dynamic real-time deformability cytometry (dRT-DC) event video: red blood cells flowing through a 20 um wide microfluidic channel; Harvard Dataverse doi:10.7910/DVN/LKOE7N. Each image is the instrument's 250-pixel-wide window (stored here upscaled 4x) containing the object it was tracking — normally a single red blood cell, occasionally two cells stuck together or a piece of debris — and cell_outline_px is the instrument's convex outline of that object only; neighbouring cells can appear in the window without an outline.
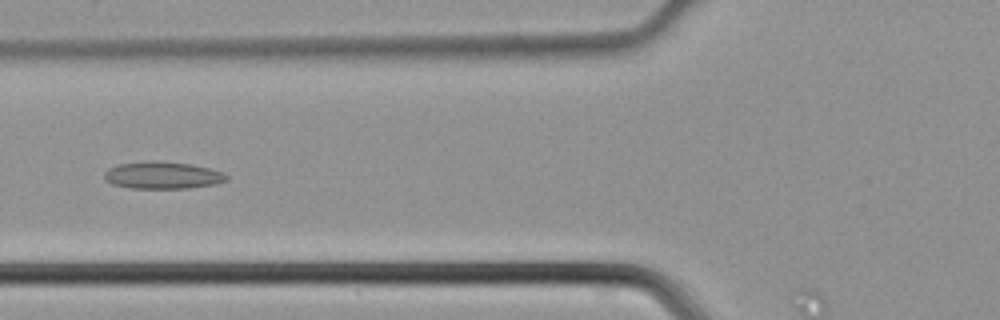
{"species": "common noctule bat (a hibernating species)", "species_latin": "Nyctalus noctula", "temperature_condition": "cold", "stored_images_in_passage": 45, "camera_frame_rate_fps": 3000, "um_per_image_px": 0.085, "animal": {"sex": "male", "body_mass_g": 21.5, "forearm_length_mm": 52.0}, "frame": {"image": 1, "passage_image": 18, "time_ms": 5.667, "image_size_px": [1000, 320], "cell_outline_px": [[228, 180], [216, 184], [188, 188], [132, 188], [112, 184], [104, 180], [104, 172], [108, 168], [116, 164], [192, 164], [212, 168], [224, 172], [228, 176]], "centroid_in_image_um": [13.88, 14.95], "position_along_channel_um": 111.9, "area_um2": 18.55}}
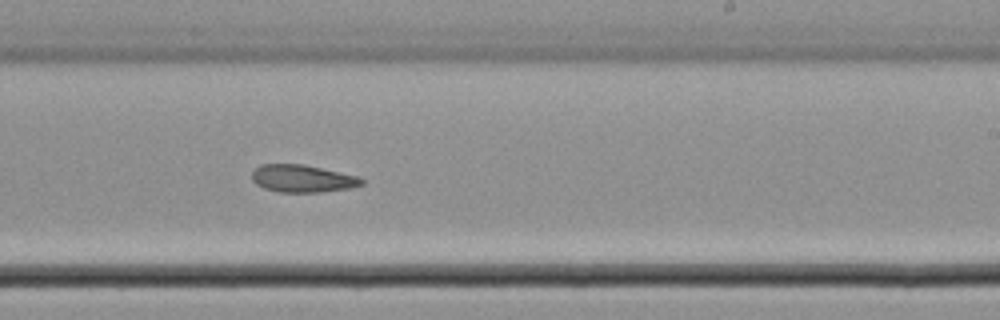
{"frame": {"image": 2, "passage_image": 28, "time_ms": 9.0, "image_size_px": [1000, 320], "cell_outline_px": [[364, 184], [352, 188], [320, 192], [276, 192], [264, 188], [256, 184], [252, 180], [252, 172], [260, 164], [304, 164], [356, 176], [364, 180]], "centroid_in_image_um": [25.69, 15.18], "position_along_channel_um": 263.3, "area_um2": 17.57}}
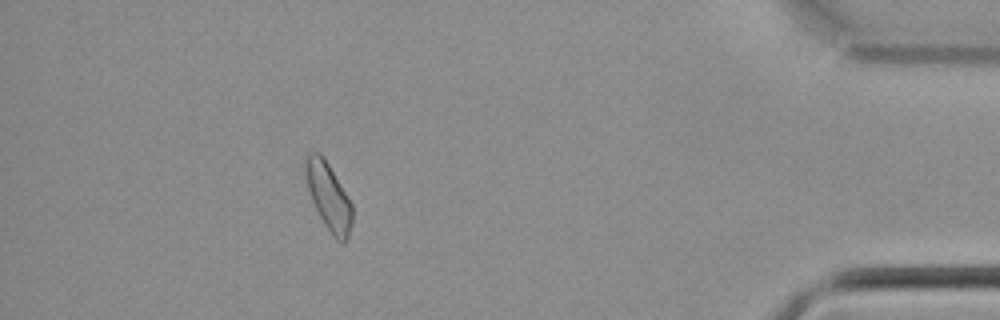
{"frame": {"image": 3, "passage_image": 41, "time_ms": 13.333, "image_size_px": [1000, 320], "cell_outline_px": [[352, 224], [348, 236], [344, 244], [336, 240], [332, 236], [324, 224], [312, 200], [308, 188], [304, 164], [304, 160], [308, 152], [320, 152], [324, 156], [352, 204]], "centroid_in_image_um": [27.93, 16.69], "position_along_channel_um": 407.3, "area_um2": 18.26}}